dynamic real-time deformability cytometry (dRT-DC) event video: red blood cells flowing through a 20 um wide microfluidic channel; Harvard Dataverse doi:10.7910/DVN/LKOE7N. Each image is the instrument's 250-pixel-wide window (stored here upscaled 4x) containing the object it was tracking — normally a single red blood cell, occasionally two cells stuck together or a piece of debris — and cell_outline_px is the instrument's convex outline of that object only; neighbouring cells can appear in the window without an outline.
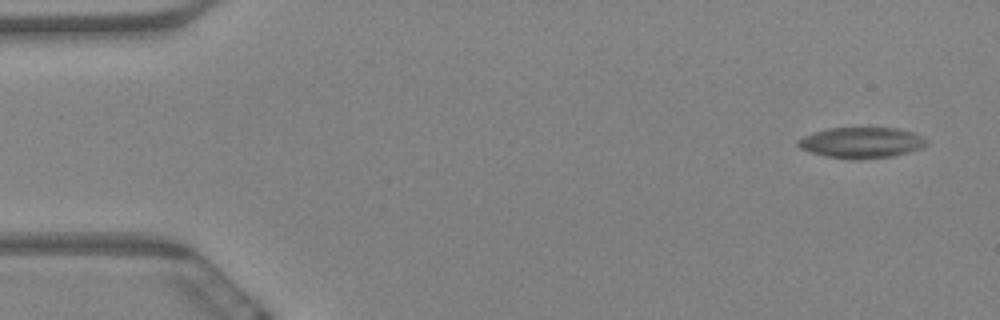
{"species": "Egyptian fruit bat (a non-hibernating species)", "species_latin": "Rousettus aegyptiacus", "temperature_condition": "warm", "stored_images_in_passage": 8, "camera_frame_rate_fps": 3000, "um_per_image_px": 0.085, "animal": {"sex": "female"}, "frame": {"image": 1, "passage_image": 1, "time_ms": 0.0, "image_size_px": [1000, 320], "cell_outline_px": [[928, 140], [920, 148], [908, 152], [892, 156], [860, 160], [852, 160], [824, 156], [800, 148], [796, 144], [796, 140], [804, 136], [828, 128], [896, 128], [912, 132]], "centroid_in_image_um": [73.18, 12.13], "position_along_channel_um": 11.8, "area_um2": 22.95}}
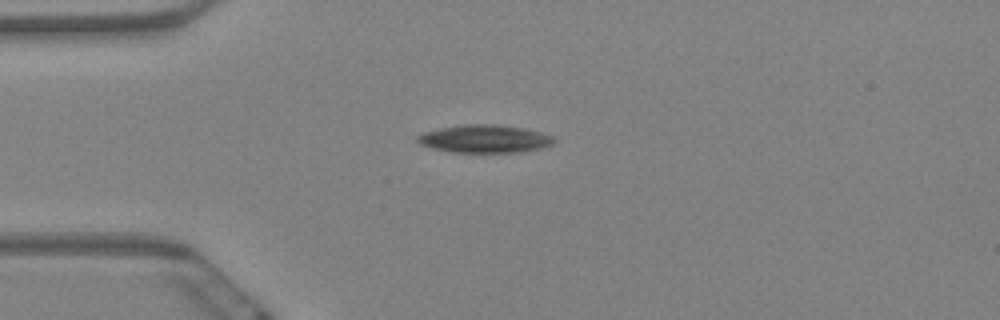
{"frame": {"image": 2, "passage_image": 5, "time_ms": 1.333, "image_size_px": [1000, 320], "cell_outline_px": [[556, 140], [552, 144], [540, 148], [520, 152], [452, 152], [432, 148], [420, 144], [416, 140], [416, 136], [424, 132], [440, 128], [464, 124], [496, 124], [520, 128], [540, 132], [552, 136]], "centroid_in_image_um": [41.16, 11.8], "position_along_channel_um": 43.8, "area_um2": 22.02}}
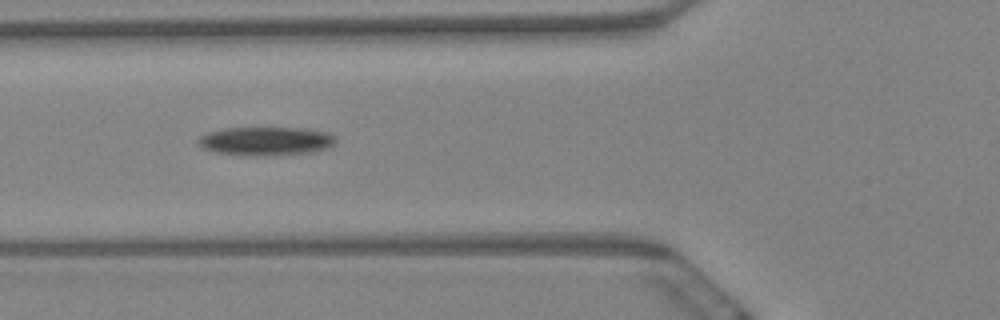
{"frame": {"image": 3, "passage_image": 7, "time_ms": 2.0, "image_size_px": [1000, 320], "cell_outline_px": [[336, 140], [328, 148], [308, 152], [252, 156], [240, 156], [220, 152], [204, 148], [196, 140], [200, 136], [208, 132], [228, 128], [300, 128], [324, 132], [332, 136]], "centroid_in_image_um": [22.54, 11.99], "position_along_channel_um": 103.3, "area_um2": 22.37}}